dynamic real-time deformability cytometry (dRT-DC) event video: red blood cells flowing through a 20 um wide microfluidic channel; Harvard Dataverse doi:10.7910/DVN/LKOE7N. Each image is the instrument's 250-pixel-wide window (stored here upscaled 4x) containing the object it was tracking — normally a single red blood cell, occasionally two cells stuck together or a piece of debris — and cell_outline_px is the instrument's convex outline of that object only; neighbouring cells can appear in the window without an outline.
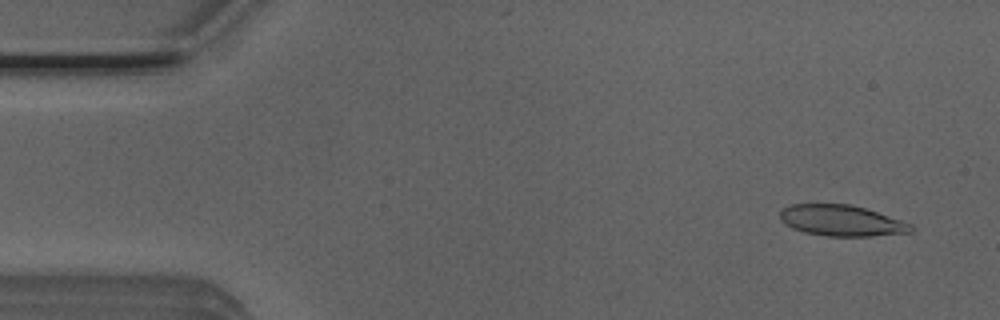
{"species": "Egyptian fruit bat (a non-hibernating species)", "species_latin": "Rousettus aegyptiacus", "temperature_condition": "room temperature", "stored_images_in_passage": 9, "camera_frame_rate_fps": 3000, "um_per_image_px": 0.085, "animal": {"sex": "male"}, "frame": {"image": 1, "passage_image": 3, "time_ms": 0.667, "image_size_px": [1000, 320], "cell_outline_px": [[912, 232], [872, 236], [824, 236], [804, 232], [792, 228], [784, 224], [780, 220], [780, 208], [792, 204], [852, 204], [912, 224]], "centroid_in_image_um": [71.46, 18.75], "position_along_channel_um": 13.5, "area_um2": 23.64}}